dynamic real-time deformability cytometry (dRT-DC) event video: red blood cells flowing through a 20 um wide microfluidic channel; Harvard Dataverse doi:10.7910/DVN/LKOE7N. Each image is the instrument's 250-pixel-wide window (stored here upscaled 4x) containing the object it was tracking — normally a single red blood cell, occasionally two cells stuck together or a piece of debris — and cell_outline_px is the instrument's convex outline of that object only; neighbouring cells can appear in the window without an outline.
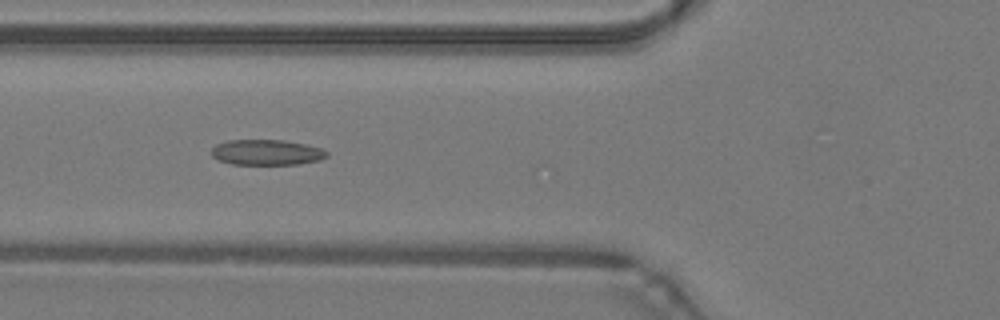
{"species": "common noctule bat (a hibernating species)", "species_latin": "Nyctalus noctula", "temperature_condition": "warm", "stored_images_in_passage": 29, "camera_frame_rate_fps": 3000, "um_per_image_px": 0.085, "animal": {"sex": "male", "body_mass_g": 19.2, "forearm_length_mm": 51.8}, "frame": {"image": 1, "passage_image": 18, "time_ms": 5.667, "image_size_px": [1000, 320], "cell_outline_px": [[328, 156], [320, 160], [296, 164], [232, 164], [220, 160], [212, 156], [212, 148], [216, 144], [228, 140], [284, 140], [304, 144], [320, 148], [328, 152]], "centroid_in_image_um": [22.66, 12.94], "position_along_channel_um": 103.1, "area_um2": 16.99}}
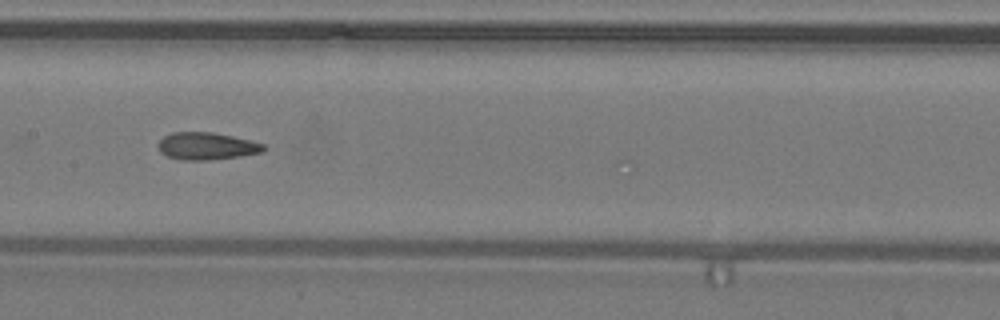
{"frame": {"image": 2, "passage_image": 24, "time_ms": 7.667, "image_size_px": [1000, 320], "cell_outline_px": [[264, 152], [240, 156], [208, 160], [180, 160], [168, 156], [160, 152], [156, 144], [164, 136], [172, 132], [212, 132], [232, 136], [264, 144]], "centroid_in_image_um": [17.52, 12.42], "position_along_channel_um": 189.9, "area_um2": 16.76}}
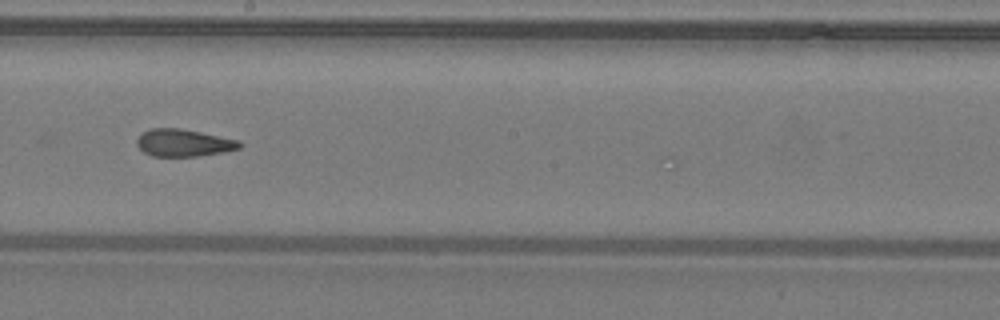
{"frame": {"image": 3, "passage_image": 27, "time_ms": 8.667, "image_size_px": [1000, 320], "cell_outline_px": [[244, 144], [240, 148], [224, 152], [200, 156], [152, 156], [144, 152], [136, 144], [136, 140], [144, 132], [152, 128], [180, 128], [240, 140]], "centroid_in_image_um": [15.65, 12.14], "position_along_channel_um": 232.5, "area_um2": 16.36}}